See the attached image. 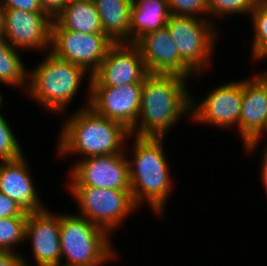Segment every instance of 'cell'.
Returning a JSON list of instances; mask_svg holds the SVG:
<instances>
[{"label":"cell","instance_id":"20","mask_svg":"<svg viewBox=\"0 0 267 266\" xmlns=\"http://www.w3.org/2000/svg\"><path fill=\"white\" fill-rule=\"evenodd\" d=\"M54 20L64 29L104 34L93 0H69Z\"/></svg>","mask_w":267,"mask_h":266},{"label":"cell","instance_id":"31","mask_svg":"<svg viewBox=\"0 0 267 266\" xmlns=\"http://www.w3.org/2000/svg\"><path fill=\"white\" fill-rule=\"evenodd\" d=\"M267 134V122H266V125L265 127L263 128L262 132L247 146H244L243 148H245V152L249 155H252L255 151L257 152V148L260 146V141H261V138L265 136H263L264 134ZM264 149H267V140L266 142L264 143Z\"/></svg>","mask_w":267,"mask_h":266},{"label":"cell","instance_id":"15","mask_svg":"<svg viewBox=\"0 0 267 266\" xmlns=\"http://www.w3.org/2000/svg\"><path fill=\"white\" fill-rule=\"evenodd\" d=\"M135 44L140 50L148 73L175 74L196 80L197 74L182 60L166 26L144 34Z\"/></svg>","mask_w":267,"mask_h":266},{"label":"cell","instance_id":"23","mask_svg":"<svg viewBox=\"0 0 267 266\" xmlns=\"http://www.w3.org/2000/svg\"><path fill=\"white\" fill-rule=\"evenodd\" d=\"M260 0H207L208 19L217 24V20H224L232 15H249ZM238 14V15H237ZM227 16V17H226ZM217 20L215 21V19Z\"/></svg>","mask_w":267,"mask_h":266},{"label":"cell","instance_id":"3","mask_svg":"<svg viewBox=\"0 0 267 266\" xmlns=\"http://www.w3.org/2000/svg\"><path fill=\"white\" fill-rule=\"evenodd\" d=\"M164 139L131 134L129 140L133 142L129 146L132 147L128 148V144L125 147L133 200L139 208L147 203L158 217L166 213L167 201L173 194V177L169 169L171 165L165 156Z\"/></svg>","mask_w":267,"mask_h":266},{"label":"cell","instance_id":"13","mask_svg":"<svg viewBox=\"0 0 267 266\" xmlns=\"http://www.w3.org/2000/svg\"><path fill=\"white\" fill-rule=\"evenodd\" d=\"M143 83H129L118 87L90 86L89 106L106 117L132 130L137 122Z\"/></svg>","mask_w":267,"mask_h":266},{"label":"cell","instance_id":"4","mask_svg":"<svg viewBox=\"0 0 267 266\" xmlns=\"http://www.w3.org/2000/svg\"><path fill=\"white\" fill-rule=\"evenodd\" d=\"M85 79L90 90L91 74L84 68L45 52L41 62L29 70L26 94L46 113L62 116L68 113L66 108L76 98Z\"/></svg>","mask_w":267,"mask_h":266},{"label":"cell","instance_id":"29","mask_svg":"<svg viewBox=\"0 0 267 266\" xmlns=\"http://www.w3.org/2000/svg\"><path fill=\"white\" fill-rule=\"evenodd\" d=\"M68 0H39L42 11L52 20L64 9Z\"/></svg>","mask_w":267,"mask_h":266},{"label":"cell","instance_id":"16","mask_svg":"<svg viewBox=\"0 0 267 266\" xmlns=\"http://www.w3.org/2000/svg\"><path fill=\"white\" fill-rule=\"evenodd\" d=\"M267 122V72L260 71L243 78V99L238 133L243 147L249 145Z\"/></svg>","mask_w":267,"mask_h":266},{"label":"cell","instance_id":"11","mask_svg":"<svg viewBox=\"0 0 267 266\" xmlns=\"http://www.w3.org/2000/svg\"><path fill=\"white\" fill-rule=\"evenodd\" d=\"M148 74L135 43H113L98 69L91 75L90 86L118 87L143 83Z\"/></svg>","mask_w":267,"mask_h":266},{"label":"cell","instance_id":"34","mask_svg":"<svg viewBox=\"0 0 267 266\" xmlns=\"http://www.w3.org/2000/svg\"><path fill=\"white\" fill-rule=\"evenodd\" d=\"M2 94H3V93L0 92V108H1V106L4 105L3 103H5V102L3 101V95H2Z\"/></svg>","mask_w":267,"mask_h":266},{"label":"cell","instance_id":"30","mask_svg":"<svg viewBox=\"0 0 267 266\" xmlns=\"http://www.w3.org/2000/svg\"><path fill=\"white\" fill-rule=\"evenodd\" d=\"M20 252L0 251V266H25Z\"/></svg>","mask_w":267,"mask_h":266},{"label":"cell","instance_id":"9","mask_svg":"<svg viewBox=\"0 0 267 266\" xmlns=\"http://www.w3.org/2000/svg\"><path fill=\"white\" fill-rule=\"evenodd\" d=\"M112 44L105 34L64 29L52 20L50 52L57 58L81 66L91 75L98 69Z\"/></svg>","mask_w":267,"mask_h":266},{"label":"cell","instance_id":"18","mask_svg":"<svg viewBox=\"0 0 267 266\" xmlns=\"http://www.w3.org/2000/svg\"><path fill=\"white\" fill-rule=\"evenodd\" d=\"M167 0H136L130 10V43L167 25L170 16Z\"/></svg>","mask_w":267,"mask_h":266},{"label":"cell","instance_id":"24","mask_svg":"<svg viewBox=\"0 0 267 266\" xmlns=\"http://www.w3.org/2000/svg\"><path fill=\"white\" fill-rule=\"evenodd\" d=\"M28 216L0 218V251L18 252L25 242V225ZM16 246V247H15Z\"/></svg>","mask_w":267,"mask_h":266},{"label":"cell","instance_id":"22","mask_svg":"<svg viewBox=\"0 0 267 266\" xmlns=\"http://www.w3.org/2000/svg\"><path fill=\"white\" fill-rule=\"evenodd\" d=\"M249 18L253 26L251 61L261 63L267 60V0H260Z\"/></svg>","mask_w":267,"mask_h":266},{"label":"cell","instance_id":"21","mask_svg":"<svg viewBox=\"0 0 267 266\" xmlns=\"http://www.w3.org/2000/svg\"><path fill=\"white\" fill-rule=\"evenodd\" d=\"M21 54L22 51L12 47L4 38L0 39V83L15 89L22 88L26 93L29 70Z\"/></svg>","mask_w":267,"mask_h":266},{"label":"cell","instance_id":"19","mask_svg":"<svg viewBox=\"0 0 267 266\" xmlns=\"http://www.w3.org/2000/svg\"><path fill=\"white\" fill-rule=\"evenodd\" d=\"M100 16L103 33L113 43H130L132 0H93Z\"/></svg>","mask_w":267,"mask_h":266},{"label":"cell","instance_id":"32","mask_svg":"<svg viewBox=\"0 0 267 266\" xmlns=\"http://www.w3.org/2000/svg\"><path fill=\"white\" fill-rule=\"evenodd\" d=\"M262 156H260V179L262 181V186L265 189L267 195V149H263Z\"/></svg>","mask_w":267,"mask_h":266},{"label":"cell","instance_id":"1","mask_svg":"<svg viewBox=\"0 0 267 266\" xmlns=\"http://www.w3.org/2000/svg\"><path fill=\"white\" fill-rule=\"evenodd\" d=\"M86 91L88 94L86 92L83 106L71 111L62 121L61 131L56 137L57 157L77 155L75 160H80L125 152L126 144L130 143V130L119 122L98 115L89 106L90 90Z\"/></svg>","mask_w":267,"mask_h":266},{"label":"cell","instance_id":"6","mask_svg":"<svg viewBox=\"0 0 267 266\" xmlns=\"http://www.w3.org/2000/svg\"><path fill=\"white\" fill-rule=\"evenodd\" d=\"M66 191L75 199L78 215L104 229L111 237L116 235L126 218L139 209L131 190L67 186Z\"/></svg>","mask_w":267,"mask_h":266},{"label":"cell","instance_id":"25","mask_svg":"<svg viewBox=\"0 0 267 266\" xmlns=\"http://www.w3.org/2000/svg\"><path fill=\"white\" fill-rule=\"evenodd\" d=\"M9 119L0 112V161L14 160L21 157L24 153L18 141Z\"/></svg>","mask_w":267,"mask_h":266},{"label":"cell","instance_id":"7","mask_svg":"<svg viewBox=\"0 0 267 266\" xmlns=\"http://www.w3.org/2000/svg\"><path fill=\"white\" fill-rule=\"evenodd\" d=\"M166 27L182 60L197 74L196 77L201 78L213 64L216 43L220 40L219 33L223 32L208 18L172 14Z\"/></svg>","mask_w":267,"mask_h":266},{"label":"cell","instance_id":"17","mask_svg":"<svg viewBox=\"0 0 267 266\" xmlns=\"http://www.w3.org/2000/svg\"><path fill=\"white\" fill-rule=\"evenodd\" d=\"M28 162L24 154L14 160L0 161V192L31 213L47 207L36 190Z\"/></svg>","mask_w":267,"mask_h":266},{"label":"cell","instance_id":"10","mask_svg":"<svg viewBox=\"0 0 267 266\" xmlns=\"http://www.w3.org/2000/svg\"><path fill=\"white\" fill-rule=\"evenodd\" d=\"M69 164L66 186L131 190L129 164L125 152L92 156ZM69 181V182H68Z\"/></svg>","mask_w":267,"mask_h":266},{"label":"cell","instance_id":"14","mask_svg":"<svg viewBox=\"0 0 267 266\" xmlns=\"http://www.w3.org/2000/svg\"><path fill=\"white\" fill-rule=\"evenodd\" d=\"M30 242L34 264L25 266H61L60 214L48 207L42 211L28 213L25 225V242Z\"/></svg>","mask_w":267,"mask_h":266},{"label":"cell","instance_id":"2","mask_svg":"<svg viewBox=\"0 0 267 266\" xmlns=\"http://www.w3.org/2000/svg\"><path fill=\"white\" fill-rule=\"evenodd\" d=\"M188 78L175 74H148L143 82L135 127L137 137H168L185 117L190 119L191 92Z\"/></svg>","mask_w":267,"mask_h":266},{"label":"cell","instance_id":"28","mask_svg":"<svg viewBox=\"0 0 267 266\" xmlns=\"http://www.w3.org/2000/svg\"><path fill=\"white\" fill-rule=\"evenodd\" d=\"M5 9H18L29 12H43L39 0H3Z\"/></svg>","mask_w":267,"mask_h":266},{"label":"cell","instance_id":"12","mask_svg":"<svg viewBox=\"0 0 267 266\" xmlns=\"http://www.w3.org/2000/svg\"><path fill=\"white\" fill-rule=\"evenodd\" d=\"M4 39L19 51L49 52L52 19L45 12L4 11Z\"/></svg>","mask_w":267,"mask_h":266},{"label":"cell","instance_id":"8","mask_svg":"<svg viewBox=\"0 0 267 266\" xmlns=\"http://www.w3.org/2000/svg\"><path fill=\"white\" fill-rule=\"evenodd\" d=\"M226 82L218 83L215 88L207 92L206 97H196L191 93L190 118L193 122L212 125L219 129L230 130L233 127L232 130L238 132L243 78Z\"/></svg>","mask_w":267,"mask_h":266},{"label":"cell","instance_id":"33","mask_svg":"<svg viewBox=\"0 0 267 266\" xmlns=\"http://www.w3.org/2000/svg\"><path fill=\"white\" fill-rule=\"evenodd\" d=\"M4 11L5 7L2 4H0V39L4 38V25H5Z\"/></svg>","mask_w":267,"mask_h":266},{"label":"cell","instance_id":"26","mask_svg":"<svg viewBox=\"0 0 267 266\" xmlns=\"http://www.w3.org/2000/svg\"><path fill=\"white\" fill-rule=\"evenodd\" d=\"M167 2L172 15L208 18L207 0H167Z\"/></svg>","mask_w":267,"mask_h":266},{"label":"cell","instance_id":"27","mask_svg":"<svg viewBox=\"0 0 267 266\" xmlns=\"http://www.w3.org/2000/svg\"><path fill=\"white\" fill-rule=\"evenodd\" d=\"M28 216V213L15 201L0 192V218Z\"/></svg>","mask_w":267,"mask_h":266},{"label":"cell","instance_id":"5","mask_svg":"<svg viewBox=\"0 0 267 266\" xmlns=\"http://www.w3.org/2000/svg\"><path fill=\"white\" fill-rule=\"evenodd\" d=\"M72 214L60 213L61 266H104L116 261L119 253L112 237L87 218Z\"/></svg>","mask_w":267,"mask_h":266}]
</instances>
